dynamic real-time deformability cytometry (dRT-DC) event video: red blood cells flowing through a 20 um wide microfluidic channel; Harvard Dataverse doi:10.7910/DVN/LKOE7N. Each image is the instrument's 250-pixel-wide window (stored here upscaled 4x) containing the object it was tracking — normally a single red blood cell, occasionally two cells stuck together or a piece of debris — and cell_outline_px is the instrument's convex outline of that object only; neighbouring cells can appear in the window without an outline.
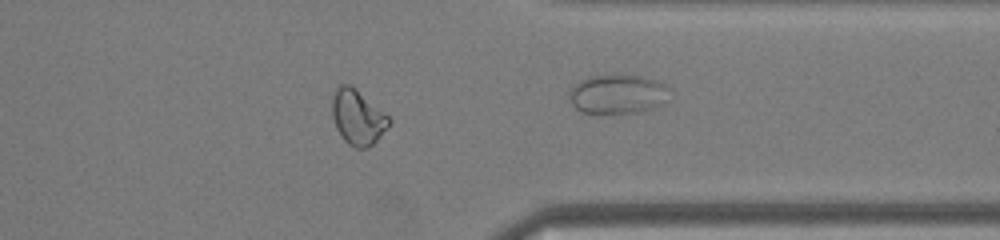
{"species": "common noctule bat (a hibernating species)", "species_latin": "Nyctalus noctula", "temperature_condition": "warm", "stored_images_in_passage": 35, "segment_of_instrument_passage": [1, 2], "camera_frame_rate_fps": 3000, "um_per_image_px": 0.085, "animal": {"sex": "male", "body_mass_g": 19.0, "forearm_length_mm": 50.8}, "frame": {"image": 1, "passage_image": 25, "time_ms": 8.0, "image_size_px": [1000, 240], "cell_outline_px": [[392, 120], [380, 136], [368, 148], [356, 148], [348, 144], [344, 140], [336, 128], [332, 116], [332, 100], [336, 88], [340, 84], [348, 84], [356, 88], [388, 116]], "centroid_in_image_um": [30.38, 9.96], "position_along_channel_um": 381.0, "area_um2": 18.03}}